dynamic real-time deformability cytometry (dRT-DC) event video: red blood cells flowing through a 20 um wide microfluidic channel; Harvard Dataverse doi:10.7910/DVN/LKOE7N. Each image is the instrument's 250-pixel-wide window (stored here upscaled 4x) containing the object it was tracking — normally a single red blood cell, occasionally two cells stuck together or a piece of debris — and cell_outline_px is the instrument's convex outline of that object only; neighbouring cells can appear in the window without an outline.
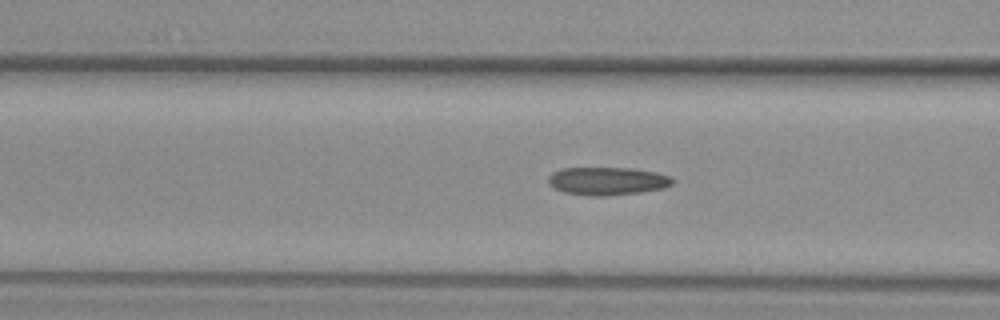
{"species": "common noctule bat (a hibernating species)", "species_latin": "Nyctalus noctula", "temperature_condition": "warm", "stored_images_in_passage": 31, "camera_frame_rate_fps": 3000, "um_per_image_px": 0.085, "animal": {"sex": "female", "body_mass_g": 29.2, "forearm_length_mm": 56.3}, "frame": {"image": 1, "passage_image": 4, "time_ms": 1.0, "image_size_px": [1000, 320], "cell_outline_px": [[676, 180], [672, 184], [664, 188], [640, 192], [608, 196], [592, 196], [564, 192], [552, 188], [548, 184], [548, 176], [552, 172], [560, 168], [632, 168], [656, 172], [668, 176]], "centroid_in_image_um": [51.59, 15.39], "position_along_channel_um": 115.0, "area_um2": 20.46}}
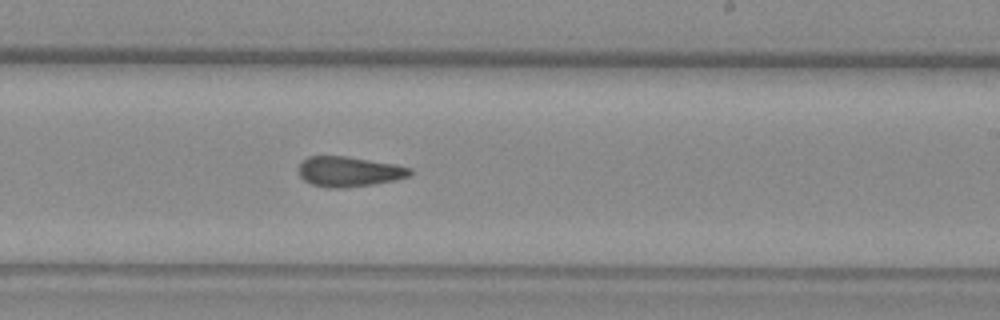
{"frame": {"image": 2, "passage_image": 15, "time_ms": 4.667, "image_size_px": [1000, 320], "cell_outline_px": [[412, 172], [408, 176], [396, 180], [372, 184], [344, 188], [328, 188], [312, 184], [304, 180], [300, 176], [300, 164], [308, 156], [344, 156], [392, 164], [412, 168]], "centroid_in_image_um": [29.66, 14.59], "position_along_channel_um": 259.3, "area_um2": 19.25}}
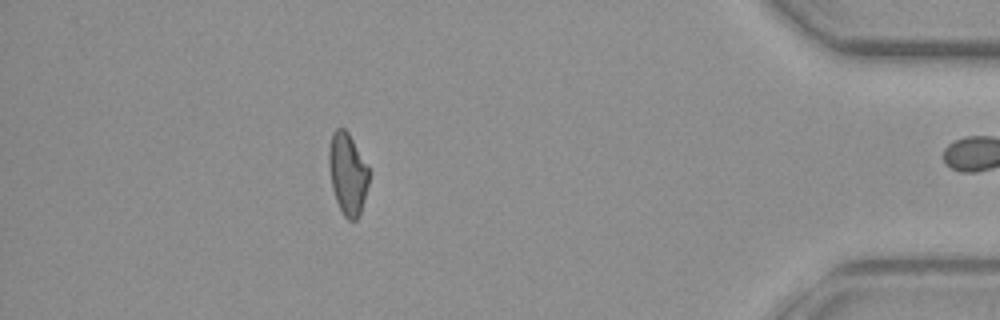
{"frame": {"image": 3, "passage_image": 30, "time_ms": 9.667, "image_size_px": [1000, 320], "cell_outline_px": [[372, 172], [364, 200], [360, 212], [356, 220], [348, 220], [344, 216], [336, 200], [332, 188], [328, 164], [328, 152], [332, 132], [336, 128], [344, 128], [348, 132]], "centroid_in_image_um": [29.56, 14.75], "position_along_channel_um": 405.6, "area_um2": 19.31}}